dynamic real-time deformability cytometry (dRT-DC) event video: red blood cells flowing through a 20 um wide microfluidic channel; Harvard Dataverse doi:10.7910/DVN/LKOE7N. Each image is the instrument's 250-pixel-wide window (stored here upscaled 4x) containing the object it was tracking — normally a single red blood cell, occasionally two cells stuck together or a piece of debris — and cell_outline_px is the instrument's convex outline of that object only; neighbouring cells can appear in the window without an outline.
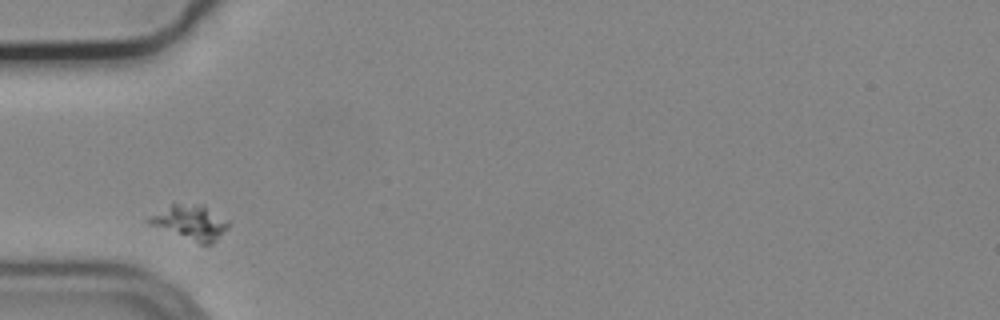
{"species": "common noctule bat (a hibernating species)", "species_latin": "Nyctalus noctula", "temperature_condition": "cold", "stored_images_in_passage": 3, "camera_frame_rate_fps": 3000, "um_per_image_px": 0.085, "animal": {"sex": "male", "body_mass_g": 19.2, "forearm_length_mm": 51.8}, "frame": {"image": 1, "passage_image": 2, "time_ms": 0.333, "image_size_px": [1000, 320], "cell_outline_px": [[228, 224], [216, 240], [212, 244], [200, 244], [148, 224], [144, 220], [148, 216], [172, 204], [204, 204], [228, 220]], "centroid_in_image_um": [16.15, 18.89], "position_along_channel_um": 68.9, "area_um2": 15.95}}